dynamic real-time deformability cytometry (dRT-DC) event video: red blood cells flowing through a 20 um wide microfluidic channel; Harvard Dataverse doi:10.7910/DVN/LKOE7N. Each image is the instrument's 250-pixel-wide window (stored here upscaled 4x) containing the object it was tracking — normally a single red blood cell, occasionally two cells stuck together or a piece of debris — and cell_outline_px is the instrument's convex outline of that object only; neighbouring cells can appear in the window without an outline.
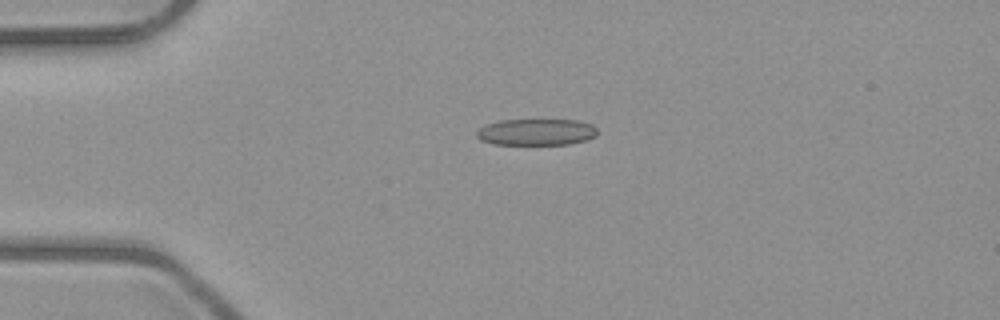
{"species": "common noctule bat (a hibernating species)", "species_latin": "Nyctalus noctula", "temperature_condition": "room temperature", "stored_images_in_passage": 4, "camera_frame_rate_fps": 3000, "um_per_image_px": 0.085, "animal": {"sex": "male", "body_mass_g": 23.1, "forearm_length_mm": 52.7}, "frame": {"image": 1, "passage_image": 3, "time_ms": 2.333, "image_size_px": [1000, 320], "cell_outline_px": [[596, 136], [588, 140], [568, 144], [492, 144], [480, 140], [476, 136], [476, 132], [480, 128], [488, 124], [500, 120], [580, 120], [592, 124], [596, 128]], "centroid_in_image_um": [45.61, 11.22], "position_along_channel_um": 39.4, "area_um2": 18.67}}